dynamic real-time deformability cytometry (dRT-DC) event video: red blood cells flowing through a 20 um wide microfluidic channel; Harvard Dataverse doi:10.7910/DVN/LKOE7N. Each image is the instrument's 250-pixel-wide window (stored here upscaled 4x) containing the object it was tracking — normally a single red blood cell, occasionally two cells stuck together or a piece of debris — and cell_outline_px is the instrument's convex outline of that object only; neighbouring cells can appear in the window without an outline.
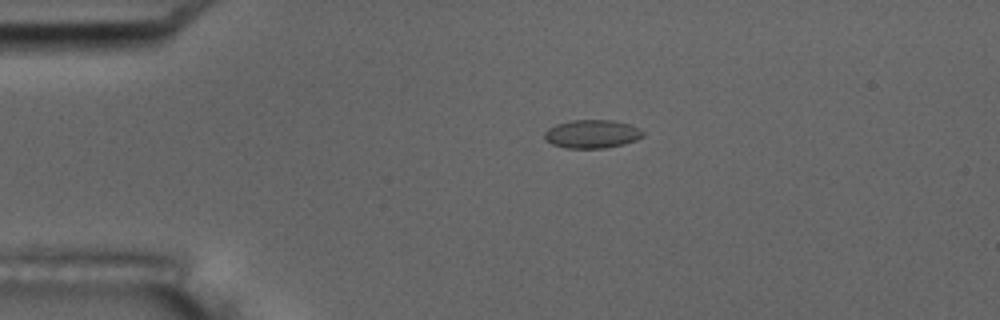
{"species": "common noctule bat (a hibernating species)", "species_latin": "Nyctalus noctula", "temperature_condition": "room temperature", "stored_images_in_passage": 6, "camera_frame_rate_fps": 3000, "um_per_image_px": 0.085, "animal": {"sex": "male", "body_mass_g": 17.5, "forearm_length_mm": 52.3}, "frame": {"image": 1, "passage_image": 4, "time_ms": 3.333, "image_size_px": [1000, 320], "cell_outline_px": [[644, 136], [636, 140], [624, 144], [604, 148], [564, 148], [552, 144], [544, 140], [544, 132], [548, 128], [556, 124], [572, 120], [612, 120], [632, 124], [644, 132]], "centroid_in_image_um": [50.31, 11.39], "position_along_channel_um": 34.7, "area_um2": 16.47}}